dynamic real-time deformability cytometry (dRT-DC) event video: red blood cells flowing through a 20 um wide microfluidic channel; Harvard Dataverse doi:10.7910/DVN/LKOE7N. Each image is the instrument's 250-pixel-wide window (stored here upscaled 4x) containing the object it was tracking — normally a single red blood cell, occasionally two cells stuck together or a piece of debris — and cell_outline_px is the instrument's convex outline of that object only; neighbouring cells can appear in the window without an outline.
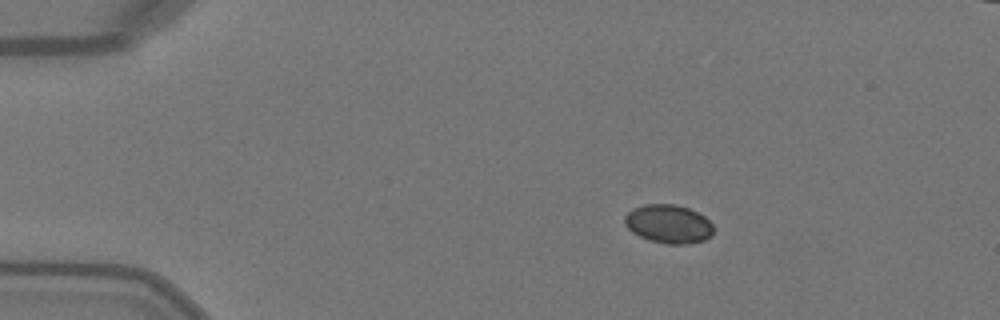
{"species": "Egyptian fruit bat (a non-hibernating species)", "species_latin": "Rousettus aegyptiacus", "temperature_condition": "warm", "stored_images_in_passage": 42, "camera_frame_rate_fps": 3000, "um_per_image_px": 0.085, "animal": {"sex": "female"}, "frame": {"image": 1, "passage_image": 1, "time_ms": 0.0, "image_size_px": [1000, 320], "cell_outline_px": [[712, 236], [704, 240], [688, 244], [668, 244], [648, 240], [632, 232], [624, 224], [624, 216], [632, 208], [644, 204], [676, 204], [688, 208], [704, 216], [712, 224]], "centroid_in_image_um": [56.8, 19.03], "position_along_channel_um": 28.2, "area_um2": 20.06}}
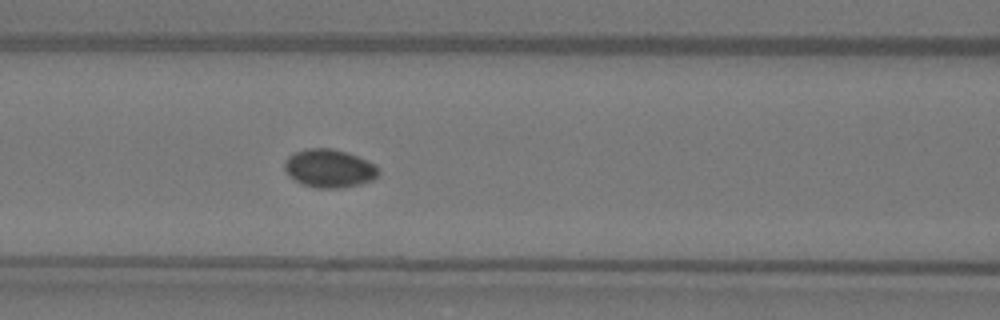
{"frame": {"image": 2, "passage_image": 14, "time_ms": 4.333, "image_size_px": [1000, 320], "cell_outline_px": [[380, 172], [372, 180], [360, 184], [340, 188], [316, 188], [304, 184], [288, 176], [284, 168], [284, 160], [288, 156], [296, 152], [308, 148], [332, 148], [348, 152], [376, 164], [380, 168]], "centroid_in_image_um": [28.0, 14.3], "position_along_channel_um": 138.6, "area_um2": 21.1}}
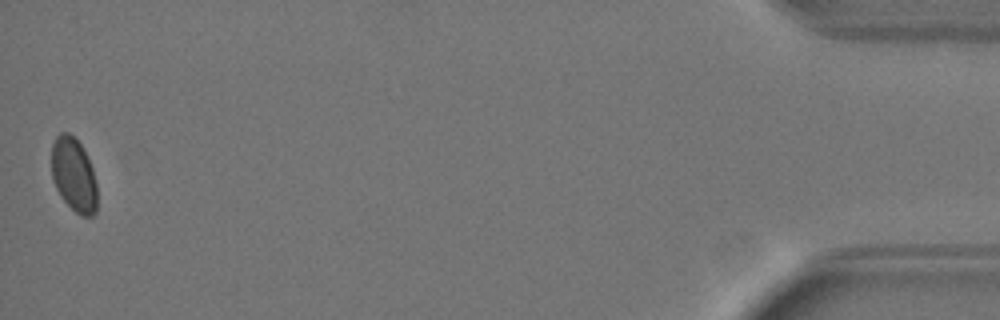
{"frame": {"image": 3, "passage_image": 42, "time_ms": 13.667, "image_size_px": [1000, 320], "cell_outline_px": [[96, 212], [92, 216], [80, 216], [60, 196], [52, 180], [52, 144], [56, 136], [60, 132], [68, 132], [80, 144], [92, 168], [96, 184]], "centroid_in_image_um": [6.25, 14.87], "position_along_channel_um": 428.9, "area_um2": 19.42}}